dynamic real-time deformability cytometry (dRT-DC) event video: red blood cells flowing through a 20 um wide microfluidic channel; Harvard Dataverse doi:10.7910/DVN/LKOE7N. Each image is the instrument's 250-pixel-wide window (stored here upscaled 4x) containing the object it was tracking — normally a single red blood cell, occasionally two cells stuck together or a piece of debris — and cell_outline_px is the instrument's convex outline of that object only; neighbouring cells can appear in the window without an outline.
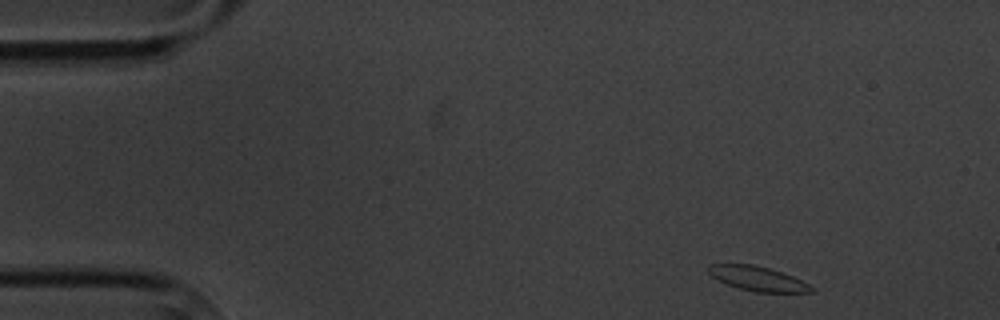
{"species": "common noctule bat (a hibernating species)", "species_latin": "Nyctalus noctula", "temperature_condition": "cold", "stored_images_in_passage": 5, "camera_frame_rate_fps": 3000, "um_per_image_px": 0.085, "animal": {"sex": "male", "body_mass_g": 20.1, "forearm_length_mm": 53.5}, "frame": {"image": 1, "passage_image": 1, "time_ms": 0.0, "image_size_px": [1000, 320], "cell_outline_px": [[816, 292], [756, 292], [740, 288], [716, 280], [708, 272], [708, 264], [752, 264], [768, 268], [792, 276], [816, 288]], "centroid_in_image_um": [64.4, 23.68], "position_along_channel_um": 20.6, "area_um2": 14.57}}
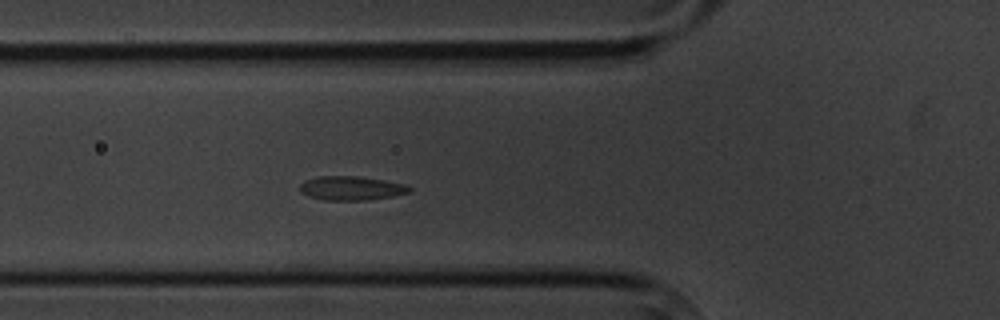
{"frame": {"image": 2, "passage_image": 5, "time_ms": 4.667, "image_size_px": [1000, 320], "cell_outline_px": [[412, 188], [408, 192], [392, 196], [368, 200], [324, 200], [308, 196], [300, 192], [300, 184], [304, 180], [316, 176], [360, 176], [384, 180], [404, 184]], "centroid_in_image_um": [29.81, 15.99], "position_along_channel_um": 96.0, "area_um2": 15.37}}